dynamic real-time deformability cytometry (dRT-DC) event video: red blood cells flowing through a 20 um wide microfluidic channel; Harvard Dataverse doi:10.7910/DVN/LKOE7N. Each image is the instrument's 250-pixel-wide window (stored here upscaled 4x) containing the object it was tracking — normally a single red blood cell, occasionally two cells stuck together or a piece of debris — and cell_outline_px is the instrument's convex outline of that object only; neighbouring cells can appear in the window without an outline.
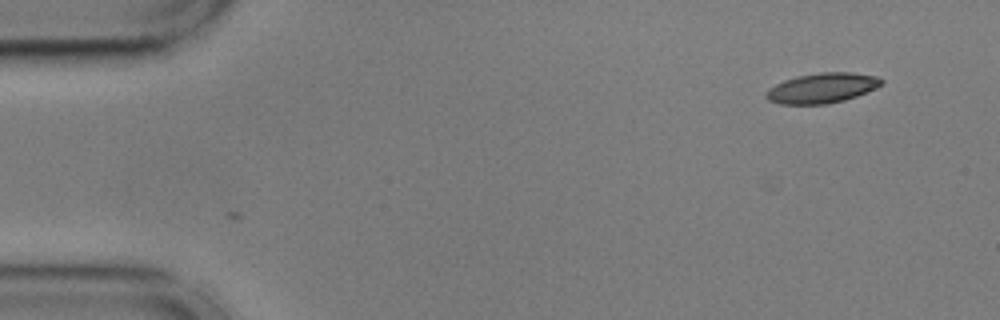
{"species": "common noctule bat (a hibernating species)", "species_latin": "Nyctalus noctula", "temperature_condition": "cold", "stored_images_in_passage": 6, "camera_frame_rate_fps": 3000, "um_per_image_px": 0.085, "animal": {"sex": "male", "body_mass_g": 17.9, "forearm_length_mm": 54.2}, "frame": {"image": 1, "passage_image": 6, "time_ms": 1.667, "image_size_px": [1000, 320], "cell_outline_px": [[884, 84], [856, 96], [844, 100], [828, 104], [780, 104], [768, 100], [764, 96], [764, 92], [768, 88], [784, 80], [796, 76], [820, 72], [852, 72], [876, 76], [884, 80]], "centroid_in_image_um": [69.85, 7.48], "position_along_channel_um": 15.2, "area_um2": 20.35}}